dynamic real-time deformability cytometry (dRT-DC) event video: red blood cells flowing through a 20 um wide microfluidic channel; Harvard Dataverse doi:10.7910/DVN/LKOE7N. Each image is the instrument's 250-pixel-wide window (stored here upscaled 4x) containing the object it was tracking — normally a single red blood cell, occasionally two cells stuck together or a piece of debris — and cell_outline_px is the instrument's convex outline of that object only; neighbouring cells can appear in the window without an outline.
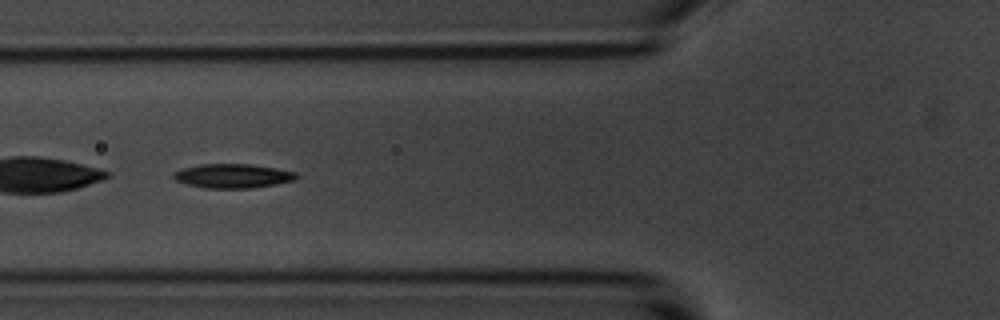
{"species": "common noctule bat (a hibernating species)", "species_latin": "Nyctalus noctula", "temperature_condition": "room temperature", "stored_images_in_passage": 47, "camera_frame_rate_fps": 3000, "um_per_image_px": 0.085, "animal": {"sex": "male", "body_mass_g": 20.1, "forearm_length_mm": 53.5}, "frame": {"image": 1, "passage_image": 19, "time_ms": 6.0, "image_size_px": [1000, 320], "cell_outline_px": [[300, 176], [296, 180], [276, 184], [248, 188], [204, 188], [188, 184], [176, 180], [172, 176], [172, 172], [180, 168], [200, 164], [252, 164], [276, 168], [296, 172]], "centroid_in_image_um": [19.78, 14.94], "position_along_channel_um": 106.0, "area_um2": 17.46}}
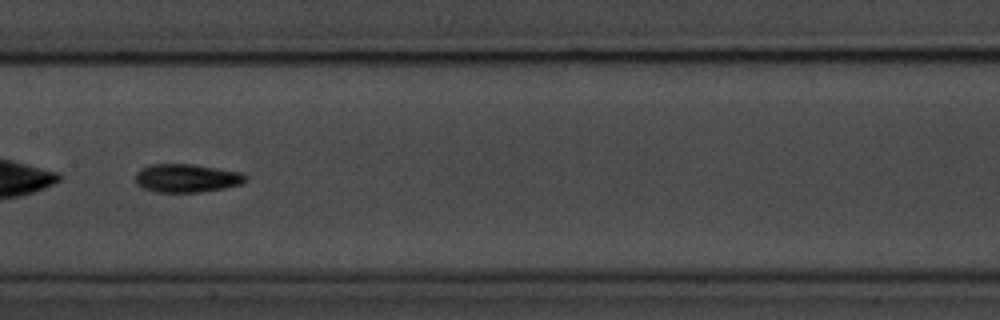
{"frame": {"image": 2, "passage_image": 26, "time_ms": 8.333, "image_size_px": [1000, 320], "cell_outline_px": [[248, 180], [240, 184], [224, 188], [200, 192], [156, 192], [144, 188], [136, 184], [136, 172], [140, 168], [152, 164], [192, 164], [240, 172], [248, 176]], "centroid_in_image_um": [15.86, 15.14], "position_along_channel_um": 191.5, "area_um2": 18.21}}
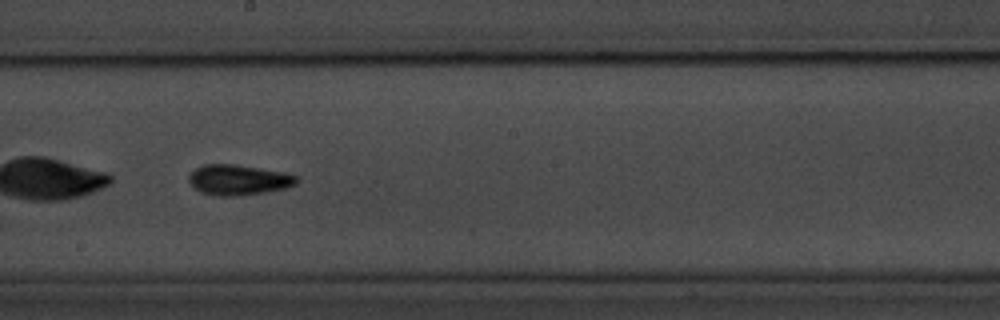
{"frame": {"image": 3, "passage_image": 29, "time_ms": 9.333, "image_size_px": [1000, 320], "cell_outline_px": [[300, 180], [296, 184], [288, 188], [244, 196], [216, 196], [204, 192], [196, 188], [188, 180], [188, 176], [196, 168], [204, 164], [236, 164], [284, 172], [296, 176]], "centroid_in_image_um": [20.32, 15.29], "position_along_channel_um": 227.9, "area_um2": 19.19}, "authors_computed_cell_mechanics": {"area_um2": 17.9758, "velocity_mm_per_s": 3.6475, "shape_relaxation_time_tau1_ms": 3.0369, "shape_relaxation_time_tau2_ms": 6.7046, "deformation_change_tau1": 0.1379, "deformation_change_tau2": 0.1305}}